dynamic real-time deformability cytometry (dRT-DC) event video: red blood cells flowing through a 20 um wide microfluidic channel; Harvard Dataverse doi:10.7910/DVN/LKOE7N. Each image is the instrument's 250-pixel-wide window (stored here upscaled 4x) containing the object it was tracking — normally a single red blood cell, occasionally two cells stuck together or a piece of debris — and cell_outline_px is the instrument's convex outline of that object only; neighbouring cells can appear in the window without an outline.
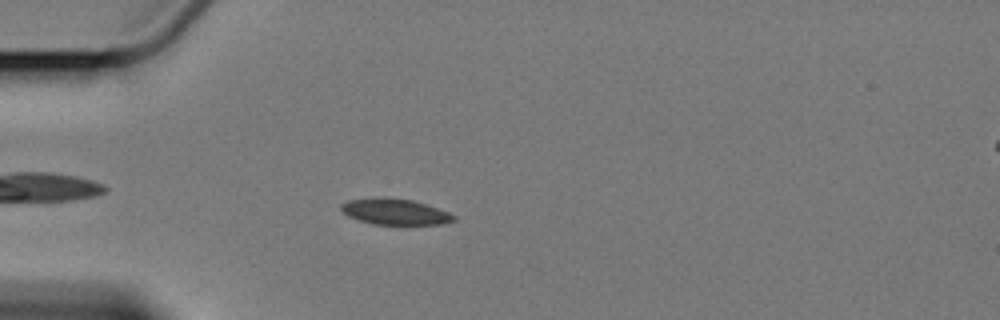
{"species": "Egyptian fruit bat (a non-hibernating species)", "species_latin": "Rousettus aegyptiacus", "temperature_condition": "cold", "stored_images_in_passage": 2, "camera_frame_rate_fps": 3000, "um_per_image_px": 0.085, "animal": {"sex": "female"}, "frame": {"image": 1, "passage_image": 2, "time_ms": 1.0, "image_size_px": [1000, 320], "cell_outline_px": [[456, 220], [440, 224], [404, 228], [372, 224], [348, 216], [340, 208], [340, 204], [348, 200], [376, 196], [412, 200], [448, 212], [456, 216]], "centroid_in_image_um": [33.58, 18.05], "position_along_channel_um": 51.4, "area_um2": 17.92}}